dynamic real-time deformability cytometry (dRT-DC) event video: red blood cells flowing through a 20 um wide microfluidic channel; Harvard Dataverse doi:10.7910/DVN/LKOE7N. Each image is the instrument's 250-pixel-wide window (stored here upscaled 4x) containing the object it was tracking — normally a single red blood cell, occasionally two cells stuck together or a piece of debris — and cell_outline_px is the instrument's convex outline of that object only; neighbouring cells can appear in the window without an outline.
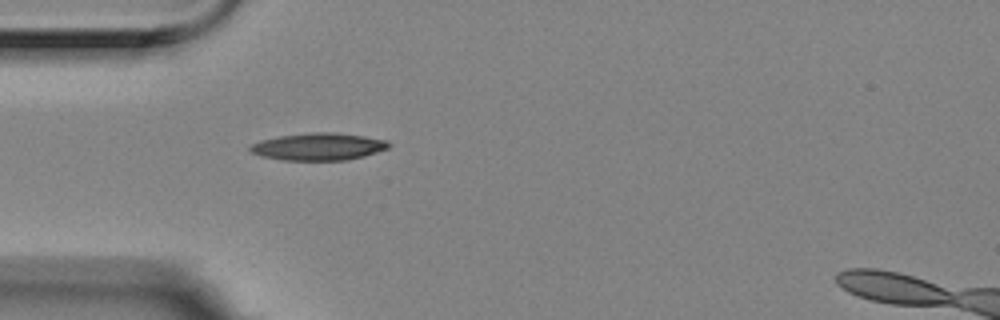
{"species": "Egyptian fruit bat (a non-hibernating species)", "species_latin": "Rousettus aegyptiacus", "temperature_condition": "room temperature", "stored_images_in_passage": 5, "camera_frame_rate_fps": 3000, "um_per_image_px": 0.085, "animal": {"sex": "female"}, "frame": {"image": 1, "passage_image": 5, "time_ms": 1.333, "image_size_px": [1000, 320], "cell_outline_px": [[392, 144], [388, 148], [364, 156], [348, 160], [280, 160], [260, 156], [248, 152], [248, 148], [252, 144], [260, 140], [280, 136], [312, 132], [336, 132], [364, 136], [388, 140]], "centroid_in_image_um": [27.05, 12.46], "position_along_channel_um": 57.9, "area_um2": 22.25}}